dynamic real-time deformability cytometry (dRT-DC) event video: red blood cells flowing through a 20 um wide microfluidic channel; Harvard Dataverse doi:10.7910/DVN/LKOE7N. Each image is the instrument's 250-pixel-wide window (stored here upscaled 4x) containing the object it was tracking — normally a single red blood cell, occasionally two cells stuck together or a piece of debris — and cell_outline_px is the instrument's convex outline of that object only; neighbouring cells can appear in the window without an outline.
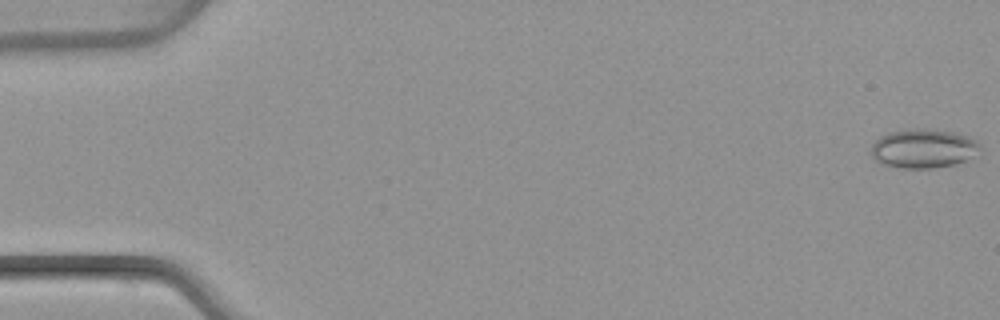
{"species": "common noctule bat (a hibernating species)", "species_latin": "Nyctalus noctula", "temperature_condition": "warm", "stored_images_in_passage": 50, "camera_frame_rate_fps": 3000, "um_per_image_px": 0.085, "animal": {"sex": "female", "body_mass_g": 22.7, "forearm_length_mm": 54.2}, "frame": {"image": 1, "passage_image": 1, "time_ms": 0.0, "image_size_px": [1000, 320], "cell_outline_px": [[980, 148], [964, 160], [956, 164], [932, 168], [900, 168], [884, 164], [876, 160], [872, 156], [872, 144], [880, 136], [888, 132], [912, 128], [924, 128], [956, 132], [968, 136], [976, 140], [980, 144]], "centroid_in_image_um": [78.46, 12.6], "position_along_channel_um": 6.5, "area_um2": 24.68}}
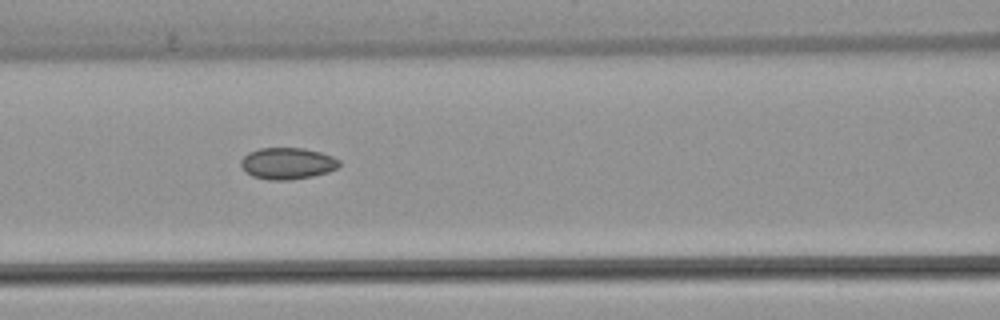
{"frame": {"image": 2, "passage_image": 22, "time_ms": 7.0, "image_size_px": [1000, 320], "cell_outline_px": [[340, 164], [336, 168], [328, 172], [312, 176], [288, 180], [268, 180], [252, 176], [244, 172], [240, 164], [240, 160], [248, 152], [260, 148], [304, 148], [320, 152], [332, 156], [340, 160]], "centroid_in_image_um": [24.4, 13.89], "position_along_channel_um": 142.2, "area_um2": 18.21}}
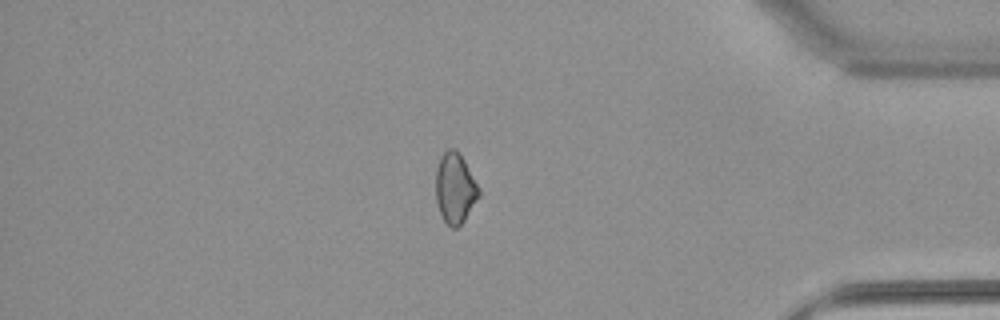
{"frame": {"image": 3, "passage_image": 43, "time_ms": 14.0, "image_size_px": [1000, 320], "cell_outline_px": [[480, 196], [464, 220], [456, 228], [452, 228], [444, 220], [440, 212], [436, 200], [436, 168], [440, 156], [448, 148], [456, 148], [460, 152], [480, 188]], "centroid_in_image_um": [38.69, 15.95], "position_along_channel_um": 396.5, "area_um2": 17.8}, "authors_computed_cell_mechanics": {"area_um2": 18.1781, "velocity_mm_per_s": 4.0947, "shape_relaxation_time_tau1_ms": null, "shape_relaxation_time_tau2_ms": 4.4775, "deformation_change_tau1": null, "deformation_change_tau2": 0.098}}